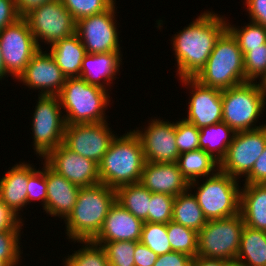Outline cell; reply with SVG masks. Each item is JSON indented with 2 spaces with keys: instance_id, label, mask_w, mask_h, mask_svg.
<instances>
[{
  "instance_id": "1",
  "label": "cell",
  "mask_w": 266,
  "mask_h": 266,
  "mask_svg": "<svg viewBox=\"0 0 266 266\" xmlns=\"http://www.w3.org/2000/svg\"><path fill=\"white\" fill-rule=\"evenodd\" d=\"M172 37L178 78H194L205 66L216 40L227 29V20L213 11H204Z\"/></svg>"
},
{
  "instance_id": "2",
  "label": "cell",
  "mask_w": 266,
  "mask_h": 266,
  "mask_svg": "<svg viewBox=\"0 0 266 266\" xmlns=\"http://www.w3.org/2000/svg\"><path fill=\"white\" fill-rule=\"evenodd\" d=\"M115 201V189L105 184L80 188L77 202L64 220L68 239L74 243L93 240Z\"/></svg>"
},
{
  "instance_id": "3",
  "label": "cell",
  "mask_w": 266,
  "mask_h": 266,
  "mask_svg": "<svg viewBox=\"0 0 266 266\" xmlns=\"http://www.w3.org/2000/svg\"><path fill=\"white\" fill-rule=\"evenodd\" d=\"M145 162L141 141L133 130L115 136L99 163L100 183L114 189L140 183Z\"/></svg>"
},
{
  "instance_id": "4",
  "label": "cell",
  "mask_w": 266,
  "mask_h": 266,
  "mask_svg": "<svg viewBox=\"0 0 266 266\" xmlns=\"http://www.w3.org/2000/svg\"><path fill=\"white\" fill-rule=\"evenodd\" d=\"M194 79L219 90L246 82L242 51L227 29L216 40L205 66Z\"/></svg>"
},
{
  "instance_id": "5",
  "label": "cell",
  "mask_w": 266,
  "mask_h": 266,
  "mask_svg": "<svg viewBox=\"0 0 266 266\" xmlns=\"http://www.w3.org/2000/svg\"><path fill=\"white\" fill-rule=\"evenodd\" d=\"M108 90L88 84L80 77L67 78L59 93L66 124L100 123L106 121L109 106Z\"/></svg>"
},
{
  "instance_id": "6",
  "label": "cell",
  "mask_w": 266,
  "mask_h": 266,
  "mask_svg": "<svg viewBox=\"0 0 266 266\" xmlns=\"http://www.w3.org/2000/svg\"><path fill=\"white\" fill-rule=\"evenodd\" d=\"M265 86L259 82H245L222 90V122L235 133L254 130L266 105ZM254 126V127H253Z\"/></svg>"
},
{
  "instance_id": "7",
  "label": "cell",
  "mask_w": 266,
  "mask_h": 266,
  "mask_svg": "<svg viewBox=\"0 0 266 266\" xmlns=\"http://www.w3.org/2000/svg\"><path fill=\"white\" fill-rule=\"evenodd\" d=\"M239 180L218 170L198 184L195 180L189 183V190L196 187L193 195L208 220L223 219L239 214L240 189Z\"/></svg>"
},
{
  "instance_id": "8",
  "label": "cell",
  "mask_w": 266,
  "mask_h": 266,
  "mask_svg": "<svg viewBox=\"0 0 266 266\" xmlns=\"http://www.w3.org/2000/svg\"><path fill=\"white\" fill-rule=\"evenodd\" d=\"M244 226L240 213L228 218L208 220L198 232L197 256L235 261Z\"/></svg>"
},
{
  "instance_id": "9",
  "label": "cell",
  "mask_w": 266,
  "mask_h": 266,
  "mask_svg": "<svg viewBox=\"0 0 266 266\" xmlns=\"http://www.w3.org/2000/svg\"><path fill=\"white\" fill-rule=\"evenodd\" d=\"M32 119L33 149L40 158L63 143L65 131L64 112L58 96L38 95Z\"/></svg>"
},
{
  "instance_id": "10",
  "label": "cell",
  "mask_w": 266,
  "mask_h": 266,
  "mask_svg": "<svg viewBox=\"0 0 266 266\" xmlns=\"http://www.w3.org/2000/svg\"><path fill=\"white\" fill-rule=\"evenodd\" d=\"M23 18L27 21L40 49L42 46L39 41L51 46L76 33V21L61 0L45 3L27 13Z\"/></svg>"
},
{
  "instance_id": "11",
  "label": "cell",
  "mask_w": 266,
  "mask_h": 266,
  "mask_svg": "<svg viewBox=\"0 0 266 266\" xmlns=\"http://www.w3.org/2000/svg\"><path fill=\"white\" fill-rule=\"evenodd\" d=\"M266 146V125L242 132H236L219 170L235 179L246 177Z\"/></svg>"
},
{
  "instance_id": "12",
  "label": "cell",
  "mask_w": 266,
  "mask_h": 266,
  "mask_svg": "<svg viewBox=\"0 0 266 266\" xmlns=\"http://www.w3.org/2000/svg\"><path fill=\"white\" fill-rule=\"evenodd\" d=\"M116 1L104 12L79 19L76 34L87 54L121 52L116 24Z\"/></svg>"
},
{
  "instance_id": "13",
  "label": "cell",
  "mask_w": 266,
  "mask_h": 266,
  "mask_svg": "<svg viewBox=\"0 0 266 266\" xmlns=\"http://www.w3.org/2000/svg\"><path fill=\"white\" fill-rule=\"evenodd\" d=\"M0 48L6 71L13 79H18L40 49L23 17L0 32Z\"/></svg>"
},
{
  "instance_id": "14",
  "label": "cell",
  "mask_w": 266,
  "mask_h": 266,
  "mask_svg": "<svg viewBox=\"0 0 266 266\" xmlns=\"http://www.w3.org/2000/svg\"><path fill=\"white\" fill-rule=\"evenodd\" d=\"M115 136L107 121L66 124L63 144L99 165Z\"/></svg>"
},
{
  "instance_id": "15",
  "label": "cell",
  "mask_w": 266,
  "mask_h": 266,
  "mask_svg": "<svg viewBox=\"0 0 266 266\" xmlns=\"http://www.w3.org/2000/svg\"><path fill=\"white\" fill-rule=\"evenodd\" d=\"M43 159L56 173L80 188L100 184L99 165L70 150L63 143Z\"/></svg>"
},
{
  "instance_id": "16",
  "label": "cell",
  "mask_w": 266,
  "mask_h": 266,
  "mask_svg": "<svg viewBox=\"0 0 266 266\" xmlns=\"http://www.w3.org/2000/svg\"><path fill=\"white\" fill-rule=\"evenodd\" d=\"M139 137L146 162L174 163L179 152L176 146L175 123L159 119H151L142 131L133 130Z\"/></svg>"
},
{
  "instance_id": "17",
  "label": "cell",
  "mask_w": 266,
  "mask_h": 266,
  "mask_svg": "<svg viewBox=\"0 0 266 266\" xmlns=\"http://www.w3.org/2000/svg\"><path fill=\"white\" fill-rule=\"evenodd\" d=\"M191 88L188 114L184 118L198 129L222 122V90L200 84L194 78L179 79Z\"/></svg>"
},
{
  "instance_id": "18",
  "label": "cell",
  "mask_w": 266,
  "mask_h": 266,
  "mask_svg": "<svg viewBox=\"0 0 266 266\" xmlns=\"http://www.w3.org/2000/svg\"><path fill=\"white\" fill-rule=\"evenodd\" d=\"M47 52L39 49L17 81L30 89H40L41 96H58L67 78Z\"/></svg>"
},
{
  "instance_id": "19",
  "label": "cell",
  "mask_w": 266,
  "mask_h": 266,
  "mask_svg": "<svg viewBox=\"0 0 266 266\" xmlns=\"http://www.w3.org/2000/svg\"><path fill=\"white\" fill-rule=\"evenodd\" d=\"M143 221L123 208L119 203L110 207L103 226L93 242H140Z\"/></svg>"
},
{
  "instance_id": "20",
  "label": "cell",
  "mask_w": 266,
  "mask_h": 266,
  "mask_svg": "<svg viewBox=\"0 0 266 266\" xmlns=\"http://www.w3.org/2000/svg\"><path fill=\"white\" fill-rule=\"evenodd\" d=\"M151 193H164L176 197L189 189L176 162H145L140 180Z\"/></svg>"
},
{
  "instance_id": "21",
  "label": "cell",
  "mask_w": 266,
  "mask_h": 266,
  "mask_svg": "<svg viewBox=\"0 0 266 266\" xmlns=\"http://www.w3.org/2000/svg\"><path fill=\"white\" fill-rule=\"evenodd\" d=\"M47 199L43 210L51 217L66 219L77 202L79 189L46 164Z\"/></svg>"
},
{
  "instance_id": "22",
  "label": "cell",
  "mask_w": 266,
  "mask_h": 266,
  "mask_svg": "<svg viewBox=\"0 0 266 266\" xmlns=\"http://www.w3.org/2000/svg\"><path fill=\"white\" fill-rule=\"evenodd\" d=\"M121 58V52L86 54L81 64L80 78L88 84L110 90L107 86H112L109 84L116 80L122 64Z\"/></svg>"
},
{
  "instance_id": "23",
  "label": "cell",
  "mask_w": 266,
  "mask_h": 266,
  "mask_svg": "<svg viewBox=\"0 0 266 266\" xmlns=\"http://www.w3.org/2000/svg\"><path fill=\"white\" fill-rule=\"evenodd\" d=\"M29 164L20 162L14 165L0 179V199L16 215L27 206V185Z\"/></svg>"
},
{
  "instance_id": "24",
  "label": "cell",
  "mask_w": 266,
  "mask_h": 266,
  "mask_svg": "<svg viewBox=\"0 0 266 266\" xmlns=\"http://www.w3.org/2000/svg\"><path fill=\"white\" fill-rule=\"evenodd\" d=\"M239 213L247 227L266 231V184H244Z\"/></svg>"
},
{
  "instance_id": "25",
  "label": "cell",
  "mask_w": 266,
  "mask_h": 266,
  "mask_svg": "<svg viewBox=\"0 0 266 266\" xmlns=\"http://www.w3.org/2000/svg\"><path fill=\"white\" fill-rule=\"evenodd\" d=\"M49 47V53L66 78L80 77L81 64L87 53L76 33Z\"/></svg>"
},
{
  "instance_id": "26",
  "label": "cell",
  "mask_w": 266,
  "mask_h": 266,
  "mask_svg": "<svg viewBox=\"0 0 266 266\" xmlns=\"http://www.w3.org/2000/svg\"><path fill=\"white\" fill-rule=\"evenodd\" d=\"M176 163L188 183L211 176L219 170V162L203 149L181 153Z\"/></svg>"
},
{
  "instance_id": "27",
  "label": "cell",
  "mask_w": 266,
  "mask_h": 266,
  "mask_svg": "<svg viewBox=\"0 0 266 266\" xmlns=\"http://www.w3.org/2000/svg\"><path fill=\"white\" fill-rule=\"evenodd\" d=\"M235 261L243 266H266V231L245 225Z\"/></svg>"
},
{
  "instance_id": "28",
  "label": "cell",
  "mask_w": 266,
  "mask_h": 266,
  "mask_svg": "<svg viewBox=\"0 0 266 266\" xmlns=\"http://www.w3.org/2000/svg\"><path fill=\"white\" fill-rule=\"evenodd\" d=\"M199 130V149H203L220 163L235 132L224 122L202 127Z\"/></svg>"
},
{
  "instance_id": "29",
  "label": "cell",
  "mask_w": 266,
  "mask_h": 266,
  "mask_svg": "<svg viewBox=\"0 0 266 266\" xmlns=\"http://www.w3.org/2000/svg\"><path fill=\"white\" fill-rule=\"evenodd\" d=\"M172 221L196 232H199L207 223V219L191 190L188 189L175 197Z\"/></svg>"
},
{
  "instance_id": "30",
  "label": "cell",
  "mask_w": 266,
  "mask_h": 266,
  "mask_svg": "<svg viewBox=\"0 0 266 266\" xmlns=\"http://www.w3.org/2000/svg\"><path fill=\"white\" fill-rule=\"evenodd\" d=\"M116 202L143 222L148 218L151 192L140 183L126 184L115 189Z\"/></svg>"
},
{
  "instance_id": "31",
  "label": "cell",
  "mask_w": 266,
  "mask_h": 266,
  "mask_svg": "<svg viewBox=\"0 0 266 266\" xmlns=\"http://www.w3.org/2000/svg\"><path fill=\"white\" fill-rule=\"evenodd\" d=\"M172 251L181 252L194 258L198 252V232L171 221L166 224Z\"/></svg>"
},
{
  "instance_id": "32",
  "label": "cell",
  "mask_w": 266,
  "mask_h": 266,
  "mask_svg": "<svg viewBox=\"0 0 266 266\" xmlns=\"http://www.w3.org/2000/svg\"><path fill=\"white\" fill-rule=\"evenodd\" d=\"M84 244L63 260L64 266H110L105 250L91 241H77Z\"/></svg>"
},
{
  "instance_id": "33",
  "label": "cell",
  "mask_w": 266,
  "mask_h": 266,
  "mask_svg": "<svg viewBox=\"0 0 266 266\" xmlns=\"http://www.w3.org/2000/svg\"><path fill=\"white\" fill-rule=\"evenodd\" d=\"M227 30L236 39L243 55L251 48L262 47L266 43V27L263 25L250 21V23L239 28L227 22Z\"/></svg>"
},
{
  "instance_id": "34",
  "label": "cell",
  "mask_w": 266,
  "mask_h": 266,
  "mask_svg": "<svg viewBox=\"0 0 266 266\" xmlns=\"http://www.w3.org/2000/svg\"><path fill=\"white\" fill-rule=\"evenodd\" d=\"M140 242L158 256L172 252L167 235V227L164 223L144 222Z\"/></svg>"
},
{
  "instance_id": "35",
  "label": "cell",
  "mask_w": 266,
  "mask_h": 266,
  "mask_svg": "<svg viewBox=\"0 0 266 266\" xmlns=\"http://www.w3.org/2000/svg\"><path fill=\"white\" fill-rule=\"evenodd\" d=\"M246 82H266V43L262 47L251 48L243 55ZM256 79V80H255ZM261 80V81H260Z\"/></svg>"
},
{
  "instance_id": "36",
  "label": "cell",
  "mask_w": 266,
  "mask_h": 266,
  "mask_svg": "<svg viewBox=\"0 0 266 266\" xmlns=\"http://www.w3.org/2000/svg\"><path fill=\"white\" fill-rule=\"evenodd\" d=\"M106 252L110 266H135V241L94 242Z\"/></svg>"
},
{
  "instance_id": "37",
  "label": "cell",
  "mask_w": 266,
  "mask_h": 266,
  "mask_svg": "<svg viewBox=\"0 0 266 266\" xmlns=\"http://www.w3.org/2000/svg\"><path fill=\"white\" fill-rule=\"evenodd\" d=\"M175 197L164 193H151L148 218L144 222L164 223L172 221Z\"/></svg>"
},
{
  "instance_id": "38",
  "label": "cell",
  "mask_w": 266,
  "mask_h": 266,
  "mask_svg": "<svg viewBox=\"0 0 266 266\" xmlns=\"http://www.w3.org/2000/svg\"><path fill=\"white\" fill-rule=\"evenodd\" d=\"M116 0H61L77 22L79 19L106 11Z\"/></svg>"
},
{
  "instance_id": "39",
  "label": "cell",
  "mask_w": 266,
  "mask_h": 266,
  "mask_svg": "<svg viewBox=\"0 0 266 266\" xmlns=\"http://www.w3.org/2000/svg\"><path fill=\"white\" fill-rule=\"evenodd\" d=\"M21 230H8L0 232V260H4L9 266L20 265Z\"/></svg>"
},
{
  "instance_id": "40",
  "label": "cell",
  "mask_w": 266,
  "mask_h": 266,
  "mask_svg": "<svg viewBox=\"0 0 266 266\" xmlns=\"http://www.w3.org/2000/svg\"><path fill=\"white\" fill-rule=\"evenodd\" d=\"M200 130L184 118L175 123L176 146L179 154L199 149Z\"/></svg>"
},
{
  "instance_id": "41",
  "label": "cell",
  "mask_w": 266,
  "mask_h": 266,
  "mask_svg": "<svg viewBox=\"0 0 266 266\" xmlns=\"http://www.w3.org/2000/svg\"><path fill=\"white\" fill-rule=\"evenodd\" d=\"M43 168L41 170L33 168L32 164H29V180L27 185V205L33 200H41L42 207L46 206L47 199V184H46V163L43 162Z\"/></svg>"
},
{
  "instance_id": "42",
  "label": "cell",
  "mask_w": 266,
  "mask_h": 266,
  "mask_svg": "<svg viewBox=\"0 0 266 266\" xmlns=\"http://www.w3.org/2000/svg\"><path fill=\"white\" fill-rule=\"evenodd\" d=\"M23 220L16 216L0 199V232L22 230Z\"/></svg>"
},
{
  "instance_id": "43",
  "label": "cell",
  "mask_w": 266,
  "mask_h": 266,
  "mask_svg": "<svg viewBox=\"0 0 266 266\" xmlns=\"http://www.w3.org/2000/svg\"><path fill=\"white\" fill-rule=\"evenodd\" d=\"M245 184H266V146L254 163L252 170L245 177Z\"/></svg>"
},
{
  "instance_id": "44",
  "label": "cell",
  "mask_w": 266,
  "mask_h": 266,
  "mask_svg": "<svg viewBox=\"0 0 266 266\" xmlns=\"http://www.w3.org/2000/svg\"><path fill=\"white\" fill-rule=\"evenodd\" d=\"M193 258L181 252H169L159 255L153 266H191Z\"/></svg>"
},
{
  "instance_id": "45",
  "label": "cell",
  "mask_w": 266,
  "mask_h": 266,
  "mask_svg": "<svg viewBox=\"0 0 266 266\" xmlns=\"http://www.w3.org/2000/svg\"><path fill=\"white\" fill-rule=\"evenodd\" d=\"M20 17L15 0H0V32L15 23Z\"/></svg>"
},
{
  "instance_id": "46",
  "label": "cell",
  "mask_w": 266,
  "mask_h": 266,
  "mask_svg": "<svg viewBox=\"0 0 266 266\" xmlns=\"http://www.w3.org/2000/svg\"><path fill=\"white\" fill-rule=\"evenodd\" d=\"M251 22L266 27V0H245Z\"/></svg>"
},
{
  "instance_id": "47",
  "label": "cell",
  "mask_w": 266,
  "mask_h": 266,
  "mask_svg": "<svg viewBox=\"0 0 266 266\" xmlns=\"http://www.w3.org/2000/svg\"><path fill=\"white\" fill-rule=\"evenodd\" d=\"M158 255L141 242H135L134 263L135 266H153Z\"/></svg>"
},
{
  "instance_id": "48",
  "label": "cell",
  "mask_w": 266,
  "mask_h": 266,
  "mask_svg": "<svg viewBox=\"0 0 266 266\" xmlns=\"http://www.w3.org/2000/svg\"><path fill=\"white\" fill-rule=\"evenodd\" d=\"M51 1L54 0H15V5L20 17H24L30 11Z\"/></svg>"
},
{
  "instance_id": "49",
  "label": "cell",
  "mask_w": 266,
  "mask_h": 266,
  "mask_svg": "<svg viewBox=\"0 0 266 266\" xmlns=\"http://www.w3.org/2000/svg\"><path fill=\"white\" fill-rule=\"evenodd\" d=\"M229 261L223 259L207 258L195 256L192 260V266H226Z\"/></svg>"
},
{
  "instance_id": "50",
  "label": "cell",
  "mask_w": 266,
  "mask_h": 266,
  "mask_svg": "<svg viewBox=\"0 0 266 266\" xmlns=\"http://www.w3.org/2000/svg\"><path fill=\"white\" fill-rule=\"evenodd\" d=\"M7 75L9 76V74L6 71V67L3 61V56L0 48V80H3V78H5Z\"/></svg>"
},
{
  "instance_id": "51",
  "label": "cell",
  "mask_w": 266,
  "mask_h": 266,
  "mask_svg": "<svg viewBox=\"0 0 266 266\" xmlns=\"http://www.w3.org/2000/svg\"><path fill=\"white\" fill-rule=\"evenodd\" d=\"M226 266H243V265L237 261H231Z\"/></svg>"
},
{
  "instance_id": "52",
  "label": "cell",
  "mask_w": 266,
  "mask_h": 266,
  "mask_svg": "<svg viewBox=\"0 0 266 266\" xmlns=\"http://www.w3.org/2000/svg\"><path fill=\"white\" fill-rule=\"evenodd\" d=\"M0 266H9L4 260H0Z\"/></svg>"
}]
</instances>
